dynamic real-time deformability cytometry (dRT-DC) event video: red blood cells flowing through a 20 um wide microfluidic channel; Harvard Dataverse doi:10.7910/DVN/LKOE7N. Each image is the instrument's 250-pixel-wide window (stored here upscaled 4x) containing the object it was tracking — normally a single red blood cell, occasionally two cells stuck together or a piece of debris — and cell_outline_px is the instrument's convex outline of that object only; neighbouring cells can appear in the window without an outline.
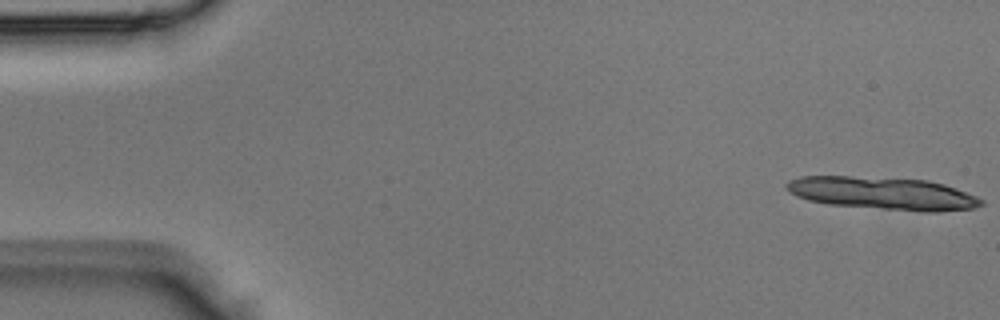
{"species": "Egyptian fruit bat (a non-hibernating species)", "species_latin": "Rousettus aegyptiacus", "temperature_condition": "room temperature", "stored_images_in_passage": 5, "camera_frame_rate_fps": 3000, "um_per_image_px": 0.085, "animal": {"sex": "male"}, "frame": {"image": 1, "passage_image": 5, "time_ms": 1.333, "image_size_px": [1000, 320], "cell_outline_px": [[984, 204], [976, 208], [936, 212], [924, 212], [828, 204], [808, 200], [796, 196], [784, 184], [788, 180], [800, 176], [848, 176], [928, 180], [944, 184], [956, 188], [976, 196], [984, 200]], "centroid_in_image_um": [75.07, 16.43], "position_along_channel_um": 9.9, "area_um2": 37.11}}